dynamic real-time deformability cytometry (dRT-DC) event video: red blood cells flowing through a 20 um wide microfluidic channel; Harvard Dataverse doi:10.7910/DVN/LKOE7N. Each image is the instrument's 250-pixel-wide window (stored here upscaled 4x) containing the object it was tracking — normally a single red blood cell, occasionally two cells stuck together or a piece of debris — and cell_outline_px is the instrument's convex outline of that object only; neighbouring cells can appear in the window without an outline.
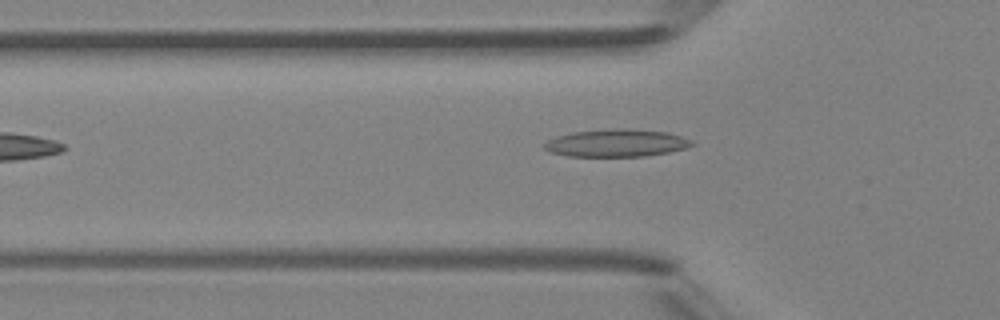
{"species": "Egyptian fruit bat (a non-hibernating species)", "species_latin": "Rousettus aegyptiacus", "temperature_condition": "room temperature", "stored_images_in_passage": 4, "camera_frame_rate_fps": 3000, "um_per_image_px": 0.085, "animal": {"sex": "female"}, "frame": {"image": 1, "passage_image": 4, "time_ms": 4.333, "image_size_px": [1000, 320], "cell_outline_px": [[696, 144], [684, 148], [668, 152], [644, 156], [568, 156], [548, 152], [544, 148], [544, 144], [548, 140], [556, 136], [572, 132], [612, 128], [628, 128], [668, 132], [692, 140]], "centroid_in_image_um": [52.38, 12.15], "position_along_channel_um": 73.4, "area_um2": 23.76}}